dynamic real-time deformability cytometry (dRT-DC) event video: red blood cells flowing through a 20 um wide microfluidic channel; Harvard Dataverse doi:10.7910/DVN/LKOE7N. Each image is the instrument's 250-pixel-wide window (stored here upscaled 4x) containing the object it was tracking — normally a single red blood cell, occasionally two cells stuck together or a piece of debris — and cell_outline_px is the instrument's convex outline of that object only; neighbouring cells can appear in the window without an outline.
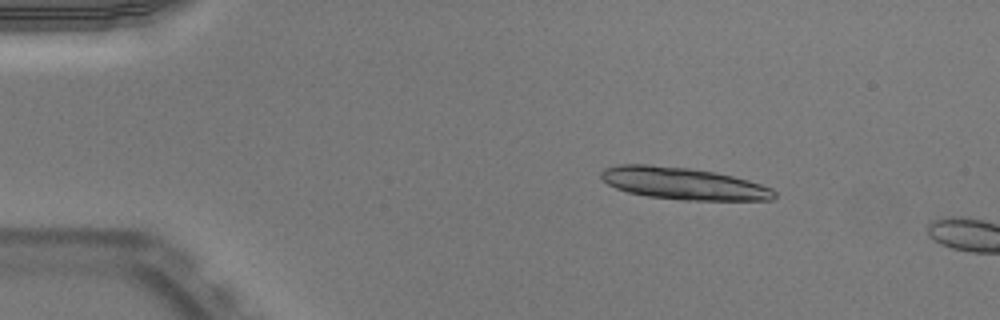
{"species": "Egyptian fruit bat (a non-hibernating species)", "species_latin": "Rousettus aegyptiacus", "temperature_condition": "warm", "stored_images_in_passage": 10, "camera_frame_rate_fps": 3000, "um_per_image_px": 0.085, "animal": {"sex": "male"}, "frame": {"image": 1, "passage_image": 7, "time_ms": 2.0, "image_size_px": [1000, 320], "cell_outline_px": [[776, 196], [772, 200], [680, 200], [648, 196], [628, 192], [616, 188], [608, 184], [600, 176], [600, 172], [604, 168], [616, 164], [648, 164], [688, 168], [716, 172], [748, 180], [772, 188], [776, 192]], "centroid_in_image_um": [58.07, 15.59], "position_along_channel_um": 26.9, "area_um2": 32.43}}